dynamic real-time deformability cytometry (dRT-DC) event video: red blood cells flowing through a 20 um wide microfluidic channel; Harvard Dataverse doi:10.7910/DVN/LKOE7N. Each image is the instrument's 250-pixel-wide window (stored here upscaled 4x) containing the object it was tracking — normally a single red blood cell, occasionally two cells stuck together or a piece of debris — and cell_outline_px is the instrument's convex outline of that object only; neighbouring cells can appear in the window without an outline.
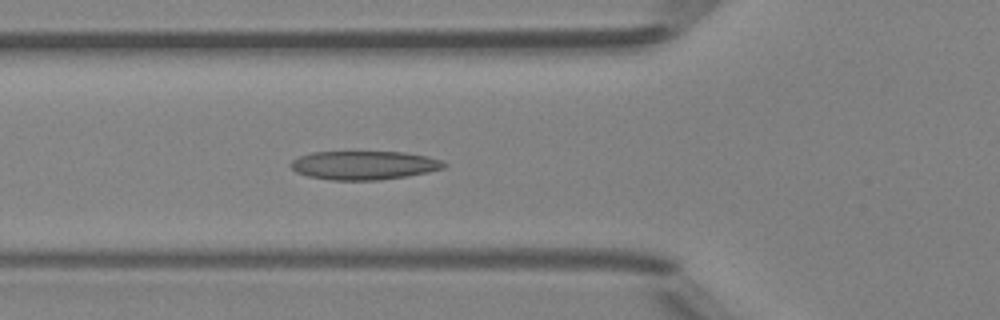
{"species": "Egyptian fruit bat (a non-hibernating species)", "species_latin": "Rousettus aegyptiacus", "temperature_condition": "room temperature", "stored_images_in_passage": 39, "camera_frame_rate_fps": 3000, "um_per_image_px": 0.085, "animal": {"sex": "female"}, "frame": {"image": 1, "passage_image": 8, "time_ms": 2.333, "image_size_px": [1000, 320], "cell_outline_px": [[448, 164], [444, 168], [428, 172], [408, 176], [380, 180], [332, 180], [308, 176], [296, 172], [288, 164], [292, 160], [300, 156], [312, 152], [404, 152], [428, 156], [440, 160]], "centroid_in_image_um": [30.95, 14.05], "position_along_channel_um": 94.8, "area_um2": 25.72}}
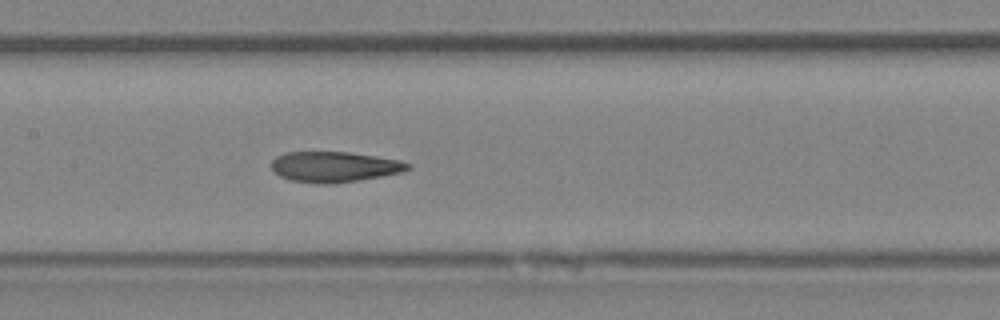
{"frame": {"image": 2, "passage_image": 14, "time_ms": 4.333, "image_size_px": [1000, 320], "cell_outline_px": [[412, 168], [404, 172], [360, 180], [336, 184], [316, 184], [292, 180], [280, 176], [272, 168], [272, 160], [276, 156], [288, 152], [348, 152], [376, 156], [400, 160], [412, 164]], "centroid_in_image_um": [28.48, 14.19], "position_along_channel_um": 178.9, "area_um2": 24.45}}
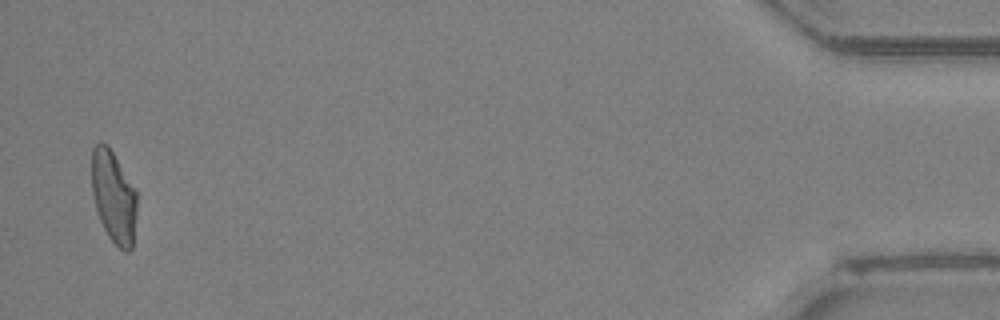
{"frame": {"image": 3, "passage_image": 38, "time_ms": 12.333, "image_size_px": [1000, 320], "cell_outline_px": [[136, 212], [132, 248], [128, 252], [124, 252], [108, 236], [100, 220], [96, 208], [92, 192], [92, 148], [100, 140], [108, 144], [136, 188]], "centroid_in_image_um": [9.66, 16.68], "position_along_channel_um": 425.5, "area_um2": 24.39}, "authors_computed_cell_mechanics": {"area_um2": 24.6228, "velocity_mm_per_s": 4.2138, "shape_relaxation_time_tau1_ms": null, "shape_relaxation_time_tau2_ms": 2.625, "deformation_change_tau1": null, "deformation_change_tau2": 0.0879}}